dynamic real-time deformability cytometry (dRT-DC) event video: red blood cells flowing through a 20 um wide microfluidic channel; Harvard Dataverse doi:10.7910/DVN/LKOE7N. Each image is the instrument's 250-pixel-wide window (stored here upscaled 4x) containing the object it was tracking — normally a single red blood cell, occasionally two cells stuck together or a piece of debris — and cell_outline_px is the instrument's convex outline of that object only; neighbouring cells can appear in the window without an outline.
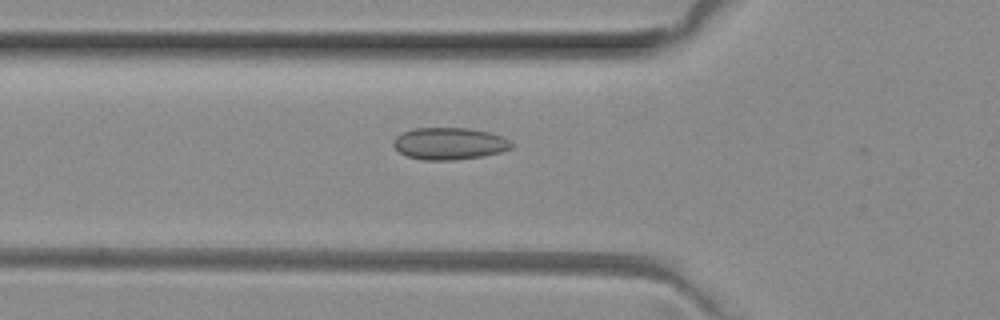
{"species": "common noctule bat (a hibernating species)", "species_latin": "Nyctalus noctula", "temperature_condition": "room temperature", "stored_images_in_passage": 40, "camera_frame_rate_fps": 3000, "um_per_image_px": 0.085, "animal": {"sex": "female", "body_mass_g": 29.2, "forearm_length_mm": 56.3}, "frame": {"image": 1, "passage_image": 7, "time_ms": 2.0, "image_size_px": [1000, 320], "cell_outline_px": [[512, 148], [500, 152], [484, 156], [456, 160], [424, 160], [408, 156], [400, 152], [392, 144], [392, 140], [396, 136], [412, 128], [468, 128], [488, 132], [504, 136], [512, 144]], "centroid_in_image_um": [38.2, 12.2], "position_along_channel_um": 87.6, "area_um2": 22.08}}
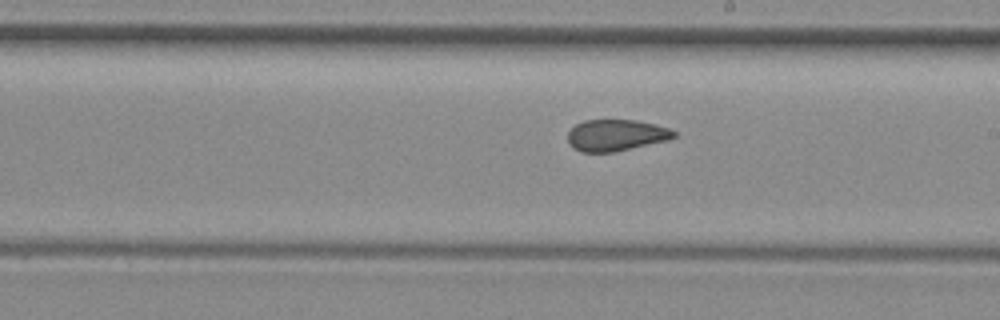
{"frame": {"image": 2, "passage_image": 18, "time_ms": 5.667, "image_size_px": [1000, 320], "cell_outline_px": [[676, 136], [668, 140], [612, 152], [580, 152], [568, 144], [568, 132], [576, 124], [584, 120], [636, 120], [668, 128], [676, 132]], "centroid_in_image_um": [52.33, 11.49], "position_along_channel_um": 236.7, "area_um2": 19.31}}
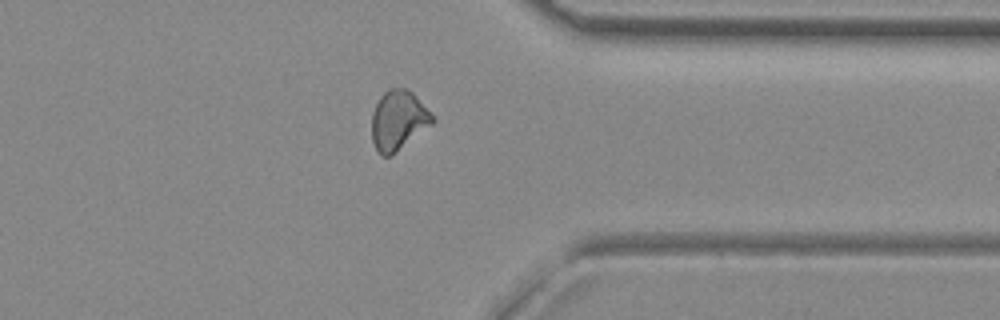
{"frame": {"image": 3, "passage_image": 29, "time_ms": 9.333, "image_size_px": [1000, 320], "cell_outline_px": [[436, 120], [432, 124], [392, 156], [380, 156], [376, 152], [372, 140], [372, 112], [380, 96], [388, 88], [404, 88], [412, 92]], "centroid_in_image_um": [33.82, 10.26], "position_along_channel_um": 377.6, "area_um2": 21.1}, "authors_computed_cell_mechanics": {"area_um2": 20.4612, "velocity_mm_per_s": 4.0553, "shape_relaxation_time_tau1_ms": null, "shape_relaxation_time_tau2_ms": 1.879, "deformation_change_tau1": null, "deformation_change_tau2": 0.0773}}